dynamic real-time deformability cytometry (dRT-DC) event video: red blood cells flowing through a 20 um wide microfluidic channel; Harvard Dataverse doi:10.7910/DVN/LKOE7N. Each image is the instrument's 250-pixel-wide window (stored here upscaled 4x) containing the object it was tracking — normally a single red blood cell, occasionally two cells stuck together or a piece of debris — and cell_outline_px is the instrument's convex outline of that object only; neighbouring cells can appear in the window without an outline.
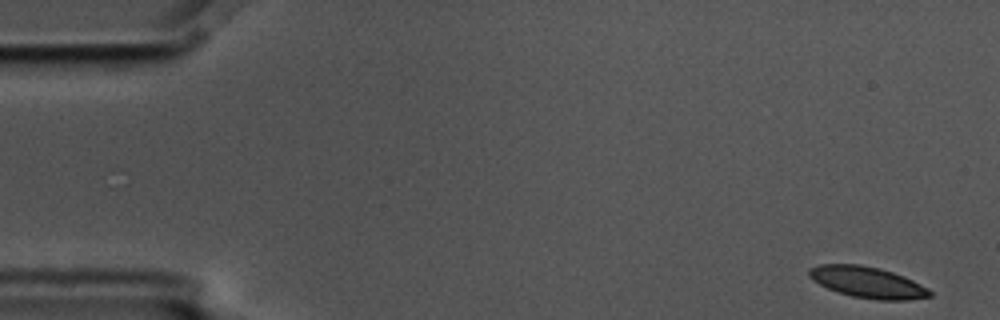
{"species": "common noctule bat (a hibernating species)", "species_latin": "Nyctalus noctula", "temperature_condition": "cold", "stored_images_in_passage": 4, "camera_frame_rate_fps": 3000, "um_per_image_px": 0.085, "animal": {"sex": "male", "body_mass_g": 17.5, "forearm_length_mm": 52.3}, "frame": {"image": 1, "passage_image": 1, "time_ms": 0.0, "image_size_px": [1000, 320], "cell_outline_px": [[932, 296], [908, 300], [876, 300], [852, 296], [828, 288], [812, 280], [808, 276], [808, 268], [820, 264], [860, 264], [880, 268], [904, 276], [928, 288], [932, 292]], "centroid_in_image_um": [73.73, 23.99], "position_along_channel_um": 11.3, "area_um2": 21.96}}
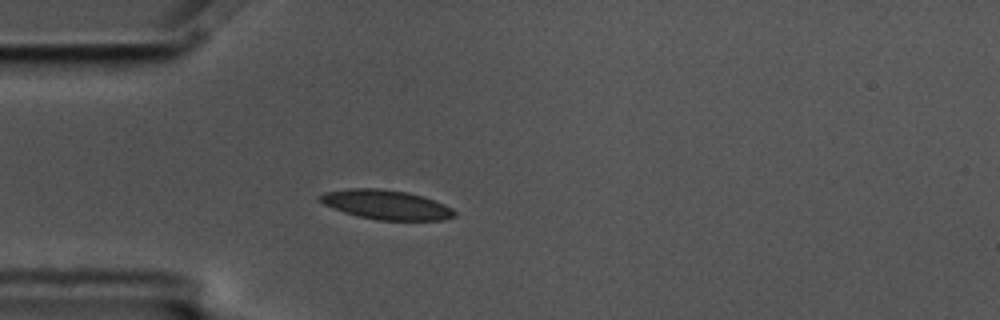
{"frame": {"image": 2, "passage_image": 4, "time_ms": 1.0, "image_size_px": [1000, 320], "cell_outline_px": [[456, 216], [444, 220], [376, 220], [344, 212], [324, 204], [316, 196], [324, 192], [348, 188], [376, 188], [408, 192], [444, 204], [452, 208], [456, 212]], "centroid_in_image_um": [32.82, 17.4], "position_along_channel_um": 52.2, "area_um2": 22.95}}